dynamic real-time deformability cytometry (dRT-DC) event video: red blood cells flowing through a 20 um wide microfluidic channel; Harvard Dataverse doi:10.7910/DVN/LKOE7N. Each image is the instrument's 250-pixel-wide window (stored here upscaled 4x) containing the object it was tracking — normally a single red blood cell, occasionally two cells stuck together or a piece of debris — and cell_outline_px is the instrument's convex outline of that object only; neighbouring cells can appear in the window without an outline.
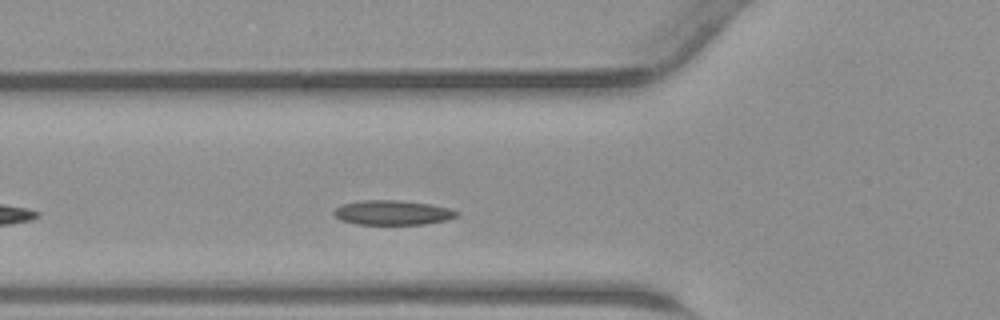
{"species": "common noctule bat (a hibernating species)", "species_latin": "Nyctalus noctula", "temperature_condition": "warm", "stored_images_in_passage": 26, "camera_frame_rate_fps": 3000, "um_per_image_px": 0.085, "animal": {"sex": "male", "body_mass_g": 23.1, "forearm_length_mm": 52.7}, "frame": {"image": 1, "passage_image": 5, "time_ms": 1.333, "image_size_px": [1000, 320], "cell_outline_px": [[460, 212], [456, 216], [448, 220], [424, 224], [356, 224], [340, 220], [332, 216], [332, 212], [336, 208], [344, 204], [360, 200], [400, 200], [432, 204], [452, 208]], "centroid_in_image_um": [33.38, 18.07], "position_along_channel_um": 92.4, "area_um2": 17.86}}
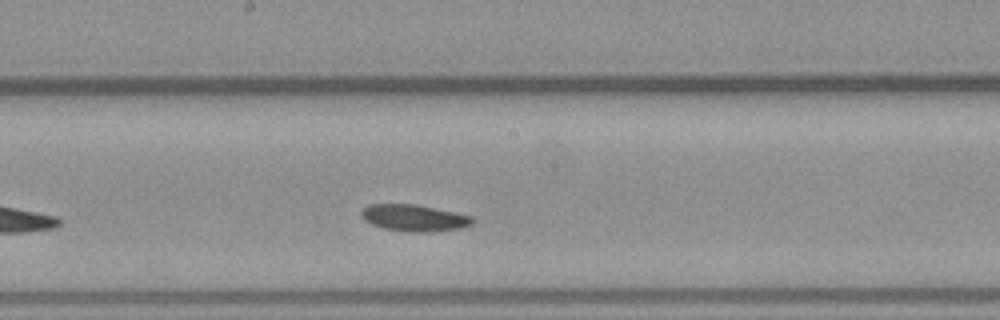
{"frame": {"image": 2, "passage_image": 13, "time_ms": 4.0, "image_size_px": [1000, 320], "cell_outline_px": [[476, 220], [472, 224], [460, 228], [428, 232], [408, 232], [384, 228], [372, 224], [364, 220], [360, 216], [360, 212], [368, 204], [416, 204], [472, 216]], "centroid_in_image_um": [35.19, 18.52], "position_along_channel_um": 213.0, "area_um2": 17.28}}
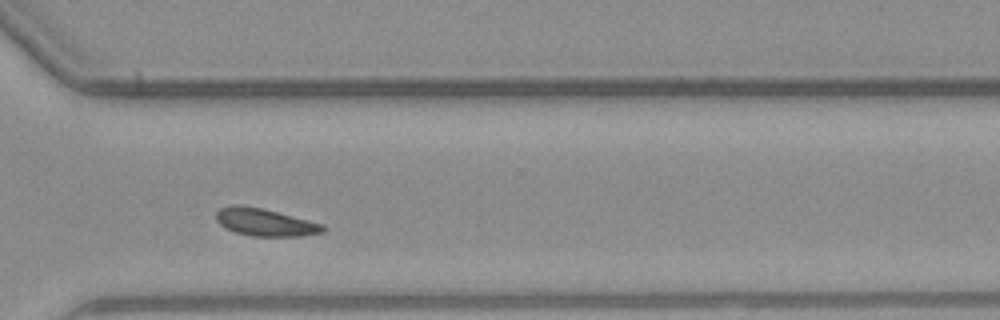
{"frame": {"image": 3, "passage_image": 22, "time_ms": 7.0, "image_size_px": [1000, 320], "cell_outline_px": [[328, 228], [324, 232], [300, 236], [252, 236], [236, 232], [224, 228], [216, 220], [216, 212], [220, 208], [236, 204], [240, 204], [260, 208], [324, 224]], "centroid_in_image_um": [22.53, 18.9], "position_along_channel_um": 348.1, "area_um2": 17.05}}